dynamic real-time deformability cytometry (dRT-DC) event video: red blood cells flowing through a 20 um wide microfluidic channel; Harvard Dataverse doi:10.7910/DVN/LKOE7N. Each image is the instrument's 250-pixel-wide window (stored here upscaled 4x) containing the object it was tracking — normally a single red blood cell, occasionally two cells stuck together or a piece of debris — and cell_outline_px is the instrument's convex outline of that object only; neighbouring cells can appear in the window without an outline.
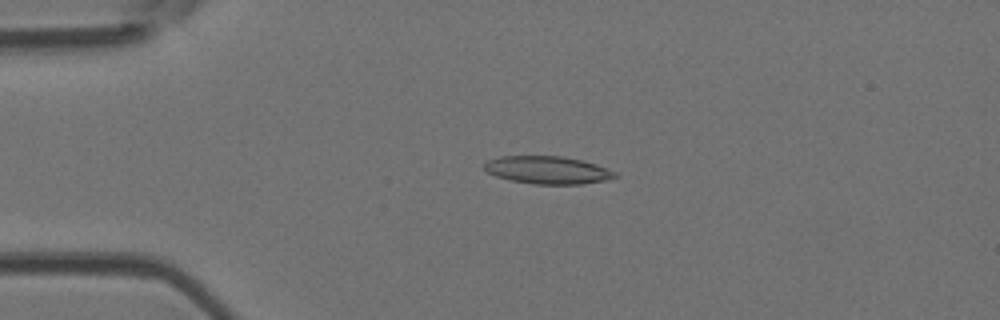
{"species": "Egyptian fruit bat (a non-hibernating species)", "species_latin": "Rousettus aegyptiacus", "temperature_condition": "room temperature", "stored_images_in_passage": 47, "camera_frame_rate_fps": 3000, "um_per_image_px": 0.085, "animal": {"sex": "female"}, "frame": {"image": 1, "passage_image": 10, "time_ms": 3.0, "image_size_px": [1000, 320], "cell_outline_px": [[620, 176], [608, 180], [580, 184], [532, 184], [512, 180], [496, 176], [488, 172], [484, 168], [484, 164], [488, 160], [500, 156], [560, 156], [580, 160], [596, 164], [616, 172]], "centroid_in_image_um": [46.57, 14.46], "position_along_channel_um": 38.4, "area_um2": 21.04}}
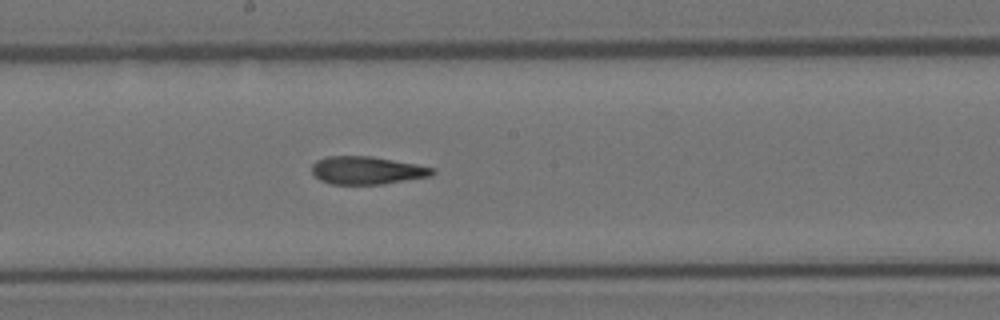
{"frame": {"image": 2, "passage_image": 25, "time_ms": 8.0, "image_size_px": [1000, 320], "cell_outline_px": [[436, 172], [432, 176], [384, 184], [332, 184], [320, 180], [312, 172], [312, 164], [316, 160], [328, 156], [372, 156], [416, 164], [436, 168]], "centroid_in_image_um": [31.23, 14.48], "position_along_channel_um": 217.0, "area_um2": 19.71}}
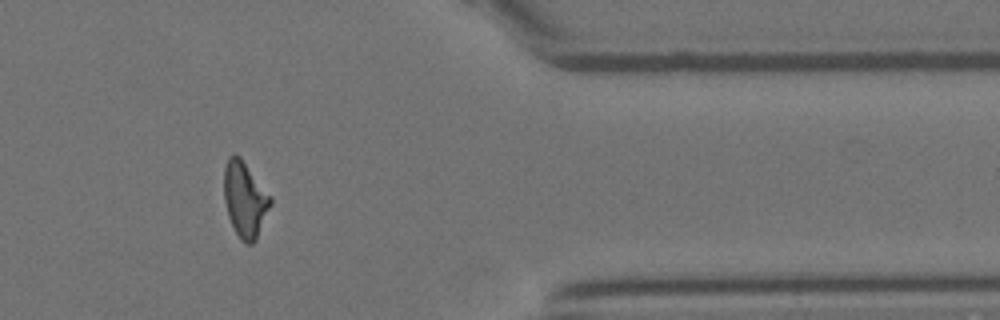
{"frame": {"image": 3, "passage_image": 39, "time_ms": 12.667, "image_size_px": [1000, 320], "cell_outline_px": [[272, 204], [256, 240], [252, 244], [244, 244], [240, 240], [228, 216], [224, 200], [224, 168], [228, 156], [232, 152], [240, 156], [272, 196]], "centroid_in_image_um": [20.83, 16.93], "position_along_channel_um": 390.6, "area_um2": 20.81}, "authors_computed_cell_mechanics": {"area_um2": 20.3456, "velocity_mm_per_s": 4.1975, "shape_relaxation_time_tau1_ms": 9.8369, "shape_relaxation_time_tau2_ms": 3.5538, "deformation_change_tau1": 0.2692, "deformation_change_tau2": 0.1423}}